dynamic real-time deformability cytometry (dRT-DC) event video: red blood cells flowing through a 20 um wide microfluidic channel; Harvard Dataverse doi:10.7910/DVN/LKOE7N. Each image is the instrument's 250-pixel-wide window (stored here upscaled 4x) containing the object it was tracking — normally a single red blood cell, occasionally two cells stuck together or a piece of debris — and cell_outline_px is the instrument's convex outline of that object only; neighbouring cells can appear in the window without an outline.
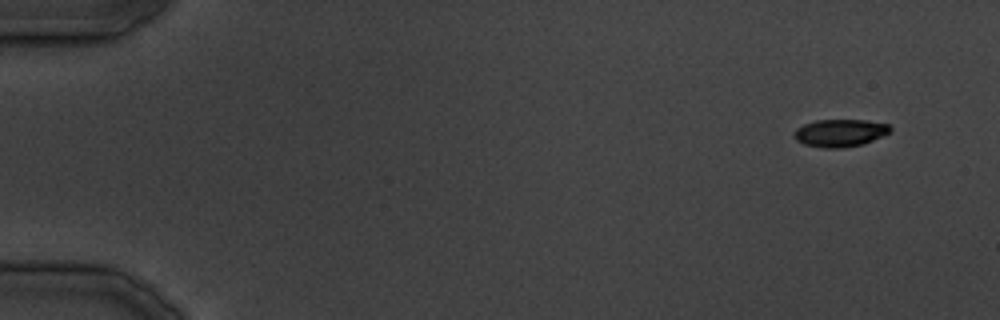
{"species": "common noctule bat (a hibernating species)", "species_latin": "Nyctalus noctula", "temperature_condition": "cold", "stored_images_in_passage": 20, "camera_frame_rate_fps": 3000, "um_per_image_px": 0.085, "animal": {"sex": "male", "body_mass_g": 19.5, "forearm_length_mm": 54.6}, "frame": {"image": 1, "passage_image": 1, "time_ms": 0.0, "image_size_px": [1000, 320], "cell_outline_px": [[892, 128], [888, 132], [864, 144], [840, 148], [824, 148], [804, 144], [796, 140], [792, 132], [796, 128], [804, 124], [816, 120], [864, 120], [888, 124]], "centroid_in_image_um": [71.35, 11.3], "position_along_channel_um": 13.6, "area_um2": 15.32}}
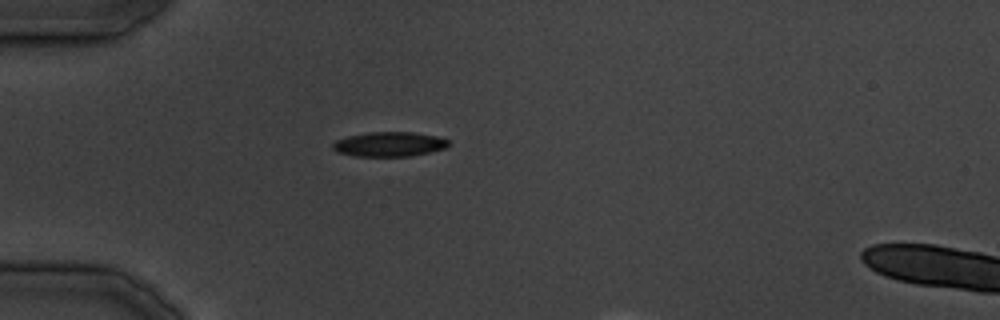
{"frame": {"image": 2, "passage_image": 10, "time_ms": 10.333, "image_size_px": [1000, 320], "cell_outline_px": [[448, 144], [444, 148], [428, 152], [408, 156], [352, 156], [336, 152], [332, 148], [332, 144], [336, 140], [348, 136], [368, 132], [412, 132], [436, 136], [448, 140]], "centroid_in_image_um": [33.02, 12.25], "position_along_channel_um": 52.0, "area_um2": 16.47}}
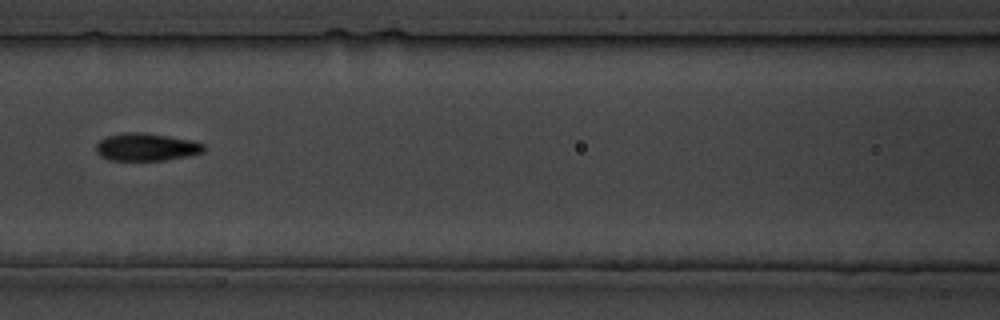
{"frame": {"image": 3, "passage_image": 16, "time_ms": 18.0, "image_size_px": [1000, 320], "cell_outline_px": [[204, 152], [188, 156], [164, 160], [108, 160], [100, 156], [96, 152], [96, 144], [100, 140], [108, 136], [124, 132], [136, 132], [168, 136], [192, 140], [204, 144]], "centroid_in_image_um": [12.42, 12.5], "position_along_channel_um": 154.2, "area_um2": 17.28}}